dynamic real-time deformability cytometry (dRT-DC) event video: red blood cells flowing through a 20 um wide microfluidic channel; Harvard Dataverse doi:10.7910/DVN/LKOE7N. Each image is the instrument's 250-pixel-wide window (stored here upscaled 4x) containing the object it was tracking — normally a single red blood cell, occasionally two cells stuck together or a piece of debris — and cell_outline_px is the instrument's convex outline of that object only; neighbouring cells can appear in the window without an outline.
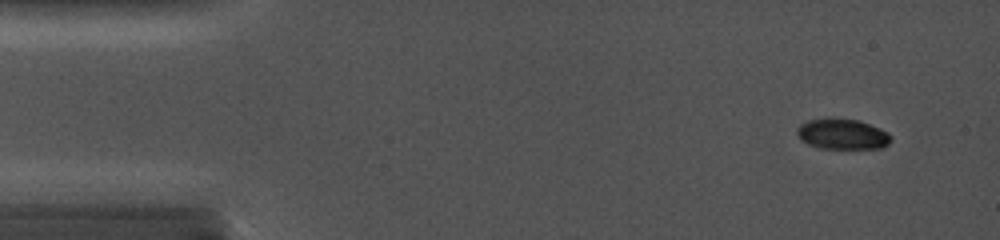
{"species": "common noctule bat (a hibernating species)", "species_latin": "Nyctalus noctula", "temperature_condition": "cold", "stored_images_in_passage": 2, "camera_frame_rate_fps": 5000, "um_per_image_px": 0.085, "animal": {"sex": "female", "body_mass_g": 19.0, "forearm_length_mm": 56.7}, "frame": {"image": 1, "passage_image": 1, "time_ms": 0.0, "image_size_px": [1000, 240], "cell_outline_px": [[892, 140], [884, 148], [816, 148], [800, 140], [796, 132], [800, 124], [812, 120], [856, 120], [880, 128], [888, 132], [892, 136]], "centroid_in_image_um": [71.63, 11.44], "position_along_channel_um": 13.4, "area_um2": 16.3}}